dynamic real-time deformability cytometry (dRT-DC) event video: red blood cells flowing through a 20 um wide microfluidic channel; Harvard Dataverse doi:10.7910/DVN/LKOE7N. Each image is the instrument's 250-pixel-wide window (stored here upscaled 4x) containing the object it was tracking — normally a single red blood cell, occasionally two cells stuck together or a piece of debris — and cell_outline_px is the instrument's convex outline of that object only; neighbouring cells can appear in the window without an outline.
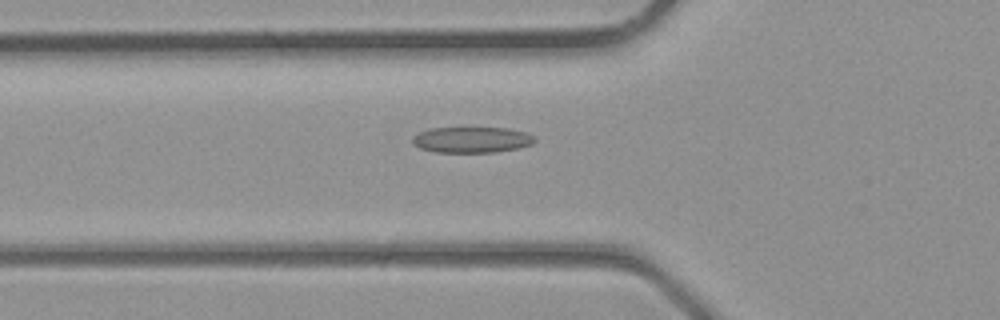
{"species": "common noctule bat (a hibernating species)", "species_latin": "Nyctalus noctula", "temperature_condition": "room temperature", "stored_images_in_passage": 37, "camera_frame_rate_fps": 3000, "um_per_image_px": 0.085, "animal": {"sex": "male", "body_mass_g": 23.1, "forearm_length_mm": 52.7}, "frame": {"image": 1, "passage_image": 13, "time_ms": 4.0, "image_size_px": [1000, 320], "cell_outline_px": [[536, 140], [532, 144], [520, 148], [496, 152], [436, 152], [420, 148], [412, 144], [412, 136], [420, 132], [432, 128], [508, 128], [524, 132], [532, 136]], "centroid_in_image_um": [40.09, 11.88], "position_along_channel_um": 85.7, "area_um2": 18.38}}
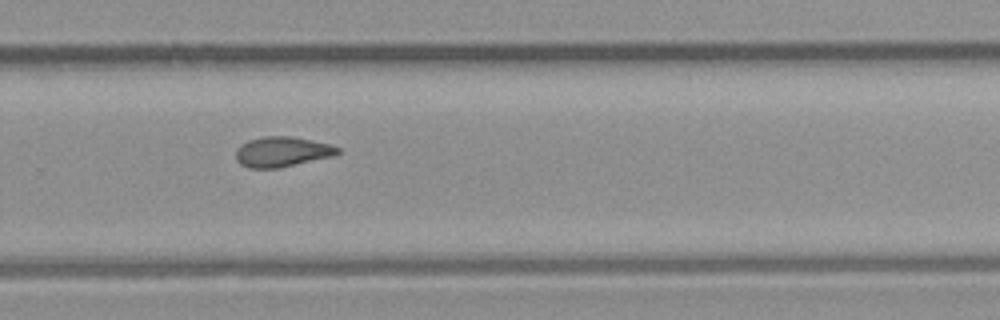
{"frame": {"image": 2, "passage_image": 25, "time_ms": 8.0, "image_size_px": [1000, 320], "cell_outline_px": [[340, 152], [332, 156], [280, 168], [248, 168], [240, 164], [236, 160], [236, 148], [248, 140], [264, 136], [288, 136], [328, 144], [340, 148]], "centroid_in_image_um": [23.93, 12.91], "position_along_channel_um": 305.9, "area_um2": 17.74}}
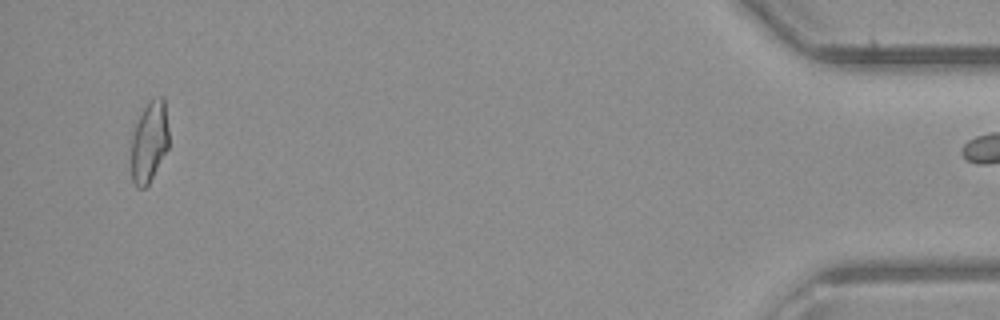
{"frame": {"image": 3, "passage_image": 36, "time_ms": 11.667, "image_size_px": [1000, 320], "cell_outline_px": [[168, 148], [148, 184], [144, 188], [136, 188], [132, 180], [132, 136], [136, 124], [148, 100], [160, 96], [164, 96], [168, 128]], "centroid_in_image_um": [12.7, 12.03], "position_along_channel_um": 422.5, "area_um2": 17.57}}